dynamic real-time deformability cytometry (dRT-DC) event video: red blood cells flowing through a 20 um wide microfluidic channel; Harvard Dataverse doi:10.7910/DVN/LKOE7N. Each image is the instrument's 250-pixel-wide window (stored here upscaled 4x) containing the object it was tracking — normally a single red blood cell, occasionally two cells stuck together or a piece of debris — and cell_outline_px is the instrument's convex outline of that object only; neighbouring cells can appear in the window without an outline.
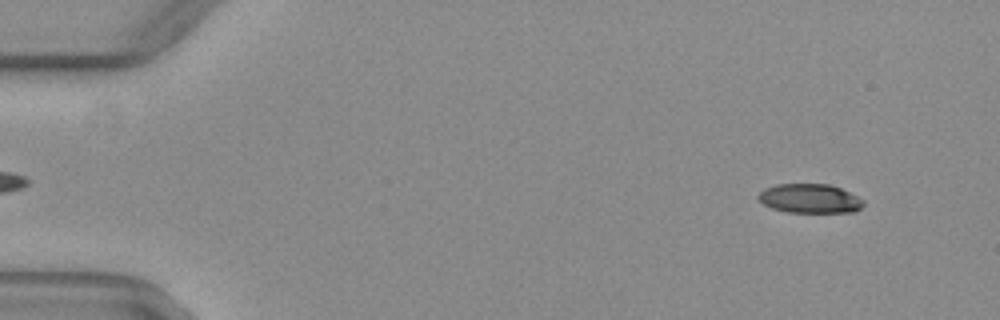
{"species": "common noctule bat (a hibernating species)", "species_latin": "Nyctalus noctula", "temperature_condition": "warm", "stored_images_in_passage": 51, "camera_frame_rate_fps": 3000, "um_per_image_px": 0.085, "animal": {"sex": "female", "body_mass_g": 29.2, "forearm_length_mm": 56.3}, "frame": {"image": 1, "passage_image": 4, "time_ms": 1.0, "image_size_px": [1000, 320], "cell_outline_px": [[864, 204], [856, 212], [788, 212], [772, 208], [764, 204], [756, 196], [764, 188], [776, 184], [828, 184], [840, 188], [864, 200]], "centroid_in_image_um": [68.82, 16.87], "position_along_channel_um": 16.2, "area_um2": 17.8}}
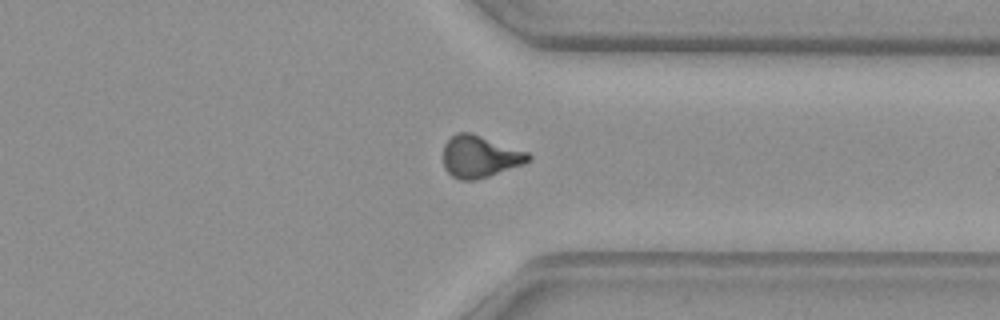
{"frame": {"image": 2, "passage_image": 39, "time_ms": 12.667, "image_size_px": [1000, 320], "cell_outline_px": [[532, 160], [524, 164], [488, 176], [472, 180], [460, 180], [452, 176], [444, 168], [444, 144], [456, 132], [468, 132], [528, 152], [532, 156]], "centroid_in_image_um": [40.79, 13.32], "position_along_channel_um": 370.6, "area_um2": 20.58}}
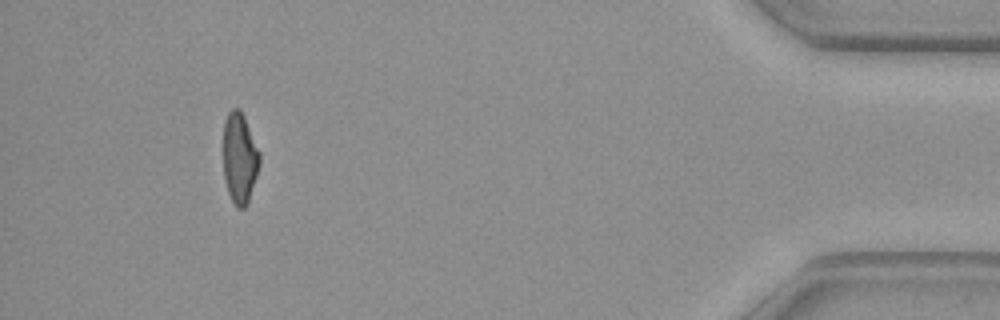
{"frame": {"image": 3, "passage_image": 47, "time_ms": 15.333, "image_size_px": [1000, 320], "cell_outline_px": [[260, 160], [256, 176], [248, 204], [244, 208], [236, 208], [228, 192], [224, 180], [224, 120], [228, 112], [232, 108], [240, 108], [244, 116], [260, 152]], "centroid_in_image_um": [20.37, 13.43], "position_along_channel_um": 414.8, "area_um2": 19.25}, "authors_computed_cell_mechanics": {"area_um2": 20.0566, "velocity_mm_per_s": 4.0972, "shape_relaxation_time_tau1_ms": null, "shape_relaxation_time_tau2_ms": 4.1737, "deformation_change_tau1": null, "deformation_change_tau2": 0.1227}}